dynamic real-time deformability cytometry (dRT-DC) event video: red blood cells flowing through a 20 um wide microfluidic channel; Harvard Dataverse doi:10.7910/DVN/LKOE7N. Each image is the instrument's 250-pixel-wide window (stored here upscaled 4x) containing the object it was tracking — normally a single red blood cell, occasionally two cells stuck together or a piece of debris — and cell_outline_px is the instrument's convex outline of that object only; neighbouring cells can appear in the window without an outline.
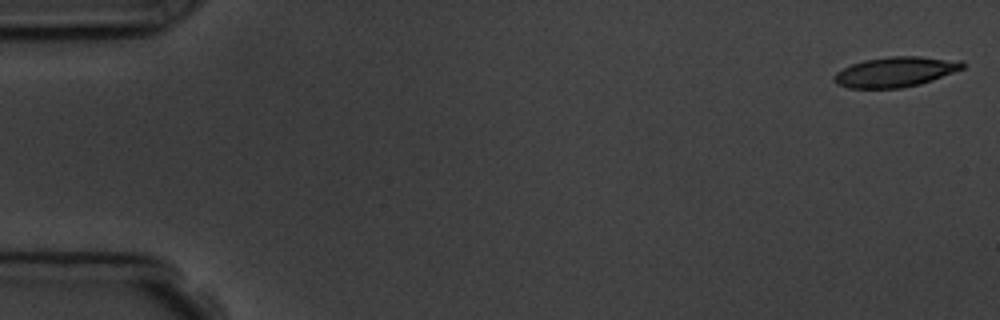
{"species": "common noctule bat (a hibernating species)", "species_latin": "Nyctalus noctula", "temperature_condition": "room temperature", "stored_images_in_passage": 5, "camera_frame_rate_fps": 3000, "um_per_image_px": 0.085, "animal": {"sex": "male", "body_mass_g": 19.5, "forearm_length_mm": 54.6}, "frame": {"image": 1, "passage_image": 1, "time_ms": 0.0, "image_size_px": [1000, 320], "cell_outline_px": [[964, 68], [932, 80], [920, 84], [900, 88], [848, 88], [836, 84], [832, 80], [832, 76], [836, 72], [852, 64], [864, 60], [888, 56], [920, 56], [964, 60]], "centroid_in_image_um": [76.1, 6.1], "position_along_channel_um": 8.9, "area_um2": 22.72}}
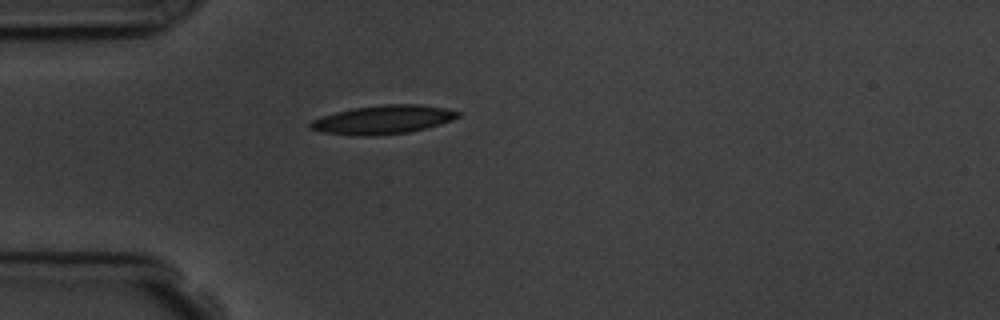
{"frame": {"image": 2, "passage_image": 5, "time_ms": 4.667, "image_size_px": [1000, 320], "cell_outline_px": [[460, 116], [452, 120], [440, 124], [408, 132], [372, 136], [356, 136], [320, 132], [308, 128], [308, 124], [312, 120], [320, 116], [352, 108], [384, 104], [420, 104], [448, 108], [460, 112]], "centroid_in_image_um": [32.53, 10.17], "position_along_channel_um": 52.5, "area_um2": 24.91}}